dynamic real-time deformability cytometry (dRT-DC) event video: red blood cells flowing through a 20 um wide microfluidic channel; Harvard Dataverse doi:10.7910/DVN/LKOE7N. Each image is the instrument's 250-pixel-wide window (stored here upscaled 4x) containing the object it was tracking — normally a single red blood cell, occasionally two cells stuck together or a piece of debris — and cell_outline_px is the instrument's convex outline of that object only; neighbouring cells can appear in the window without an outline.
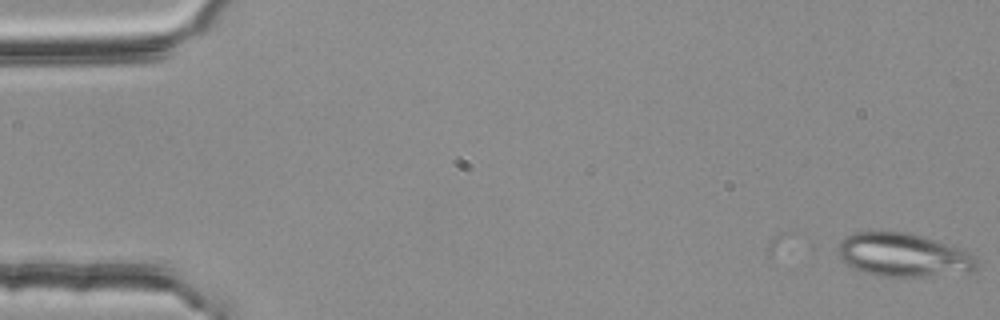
{"species": "common noctule bat (a hibernating species)", "species_latin": "Nyctalus noctula", "temperature_condition": "room temperature", "stored_images_in_passage": 3, "camera_frame_rate_fps": 3000, "um_per_image_px": 0.085, "animal": {"sex": "female", "body_mass_g": 25.1}, "frame": {"image": 1, "passage_image": 3, "time_ms": 0.667, "image_size_px": [1000, 320], "cell_outline_px": [[980, 268], [976, 272], [924, 276], [876, 276], [864, 272], [848, 264], [836, 252], [836, 248], [840, 240], [856, 232], [908, 232], [936, 240], [960, 248], [976, 256]], "centroid_in_image_um": [76.85, 21.68], "position_along_channel_um": 8.2, "area_um2": 35.32}}